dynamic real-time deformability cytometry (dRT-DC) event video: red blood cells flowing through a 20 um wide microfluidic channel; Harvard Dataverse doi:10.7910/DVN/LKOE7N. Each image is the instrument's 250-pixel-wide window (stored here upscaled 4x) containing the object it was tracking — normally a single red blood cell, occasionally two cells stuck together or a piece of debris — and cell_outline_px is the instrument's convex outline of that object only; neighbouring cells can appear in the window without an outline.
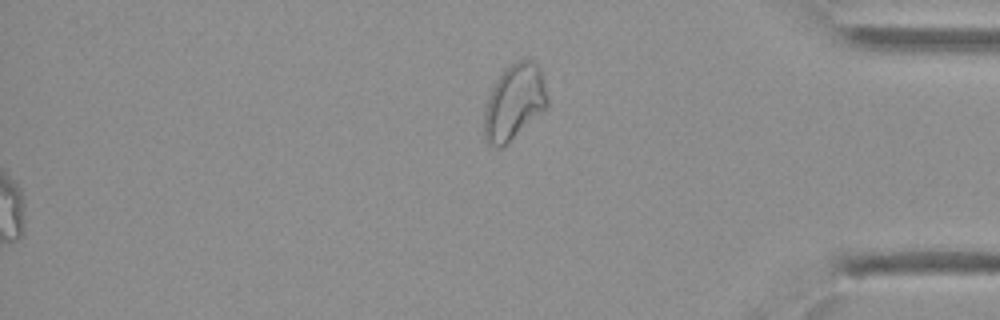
{"species": "Egyptian fruit bat (a non-hibernating species)", "species_latin": "Rousettus aegyptiacus", "temperature_condition": "cold", "stored_images_in_passage": 41, "segment_of_instrument_passage": [2, 2], "camera_frame_rate_fps": 3000, "um_per_image_px": 0.085, "animal": {"sex": "female"}, "frame": {"image": 1, "passage_image": 41, "time_ms": 13.333, "image_size_px": [1000, 320], "cell_outline_px": [[548, 108], [504, 148], [496, 148], [488, 144], [484, 140], [484, 108], [488, 96], [496, 80], [504, 68], [516, 60], [528, 56], [540, 68], [548, 100]], "centroid_in_image_um": [43.7, 8.7], "position_along_channel_um": 391.5, "area_um2": 28.67}}